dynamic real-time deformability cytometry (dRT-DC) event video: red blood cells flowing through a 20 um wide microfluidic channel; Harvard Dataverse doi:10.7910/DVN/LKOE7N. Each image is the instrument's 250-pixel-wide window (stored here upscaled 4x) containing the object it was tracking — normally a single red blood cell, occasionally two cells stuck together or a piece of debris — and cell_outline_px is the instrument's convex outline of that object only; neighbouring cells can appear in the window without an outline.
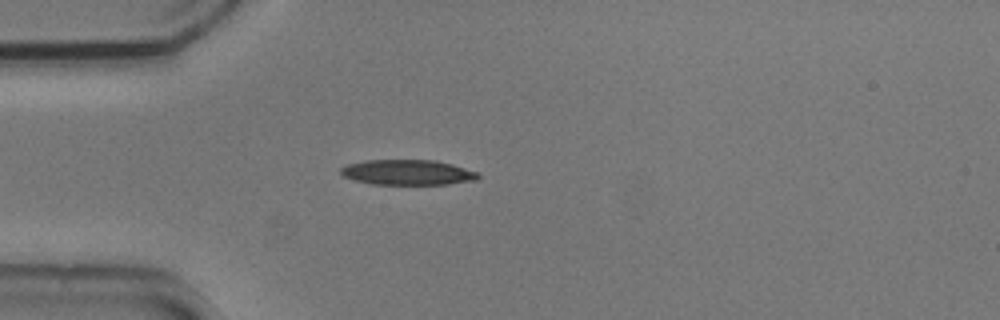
{"species": "common noctule bat (a hibernating species)", "species_latin": "Nyctalus noctula", "temperature_condition": "cold", "stored_images_in_passage": 5, "camera_frame_rate_fps": 3000, "um_per_image_px": 0.085, "animal": {"sex": "male", "body_mass_g": 20.5, "forearm_length_mm": 52.5}, "frame": {"image": 1, "passage_image": 4, "time_ms": 1.0, "image_size_px": [1000, 320], "cell_outline_px": [[480, 176], [476, 180], [448, 184], [372, 184], [352, 180], [344, 176], [340, 172], [340, 168], [348, 164], [368, 160], [436, 160], [452, 164], [476, 172]], "centroid_in_image_um": [34.62, 14.65], "position_along_channel_um": 50.4, "area_um2": 20.11}}